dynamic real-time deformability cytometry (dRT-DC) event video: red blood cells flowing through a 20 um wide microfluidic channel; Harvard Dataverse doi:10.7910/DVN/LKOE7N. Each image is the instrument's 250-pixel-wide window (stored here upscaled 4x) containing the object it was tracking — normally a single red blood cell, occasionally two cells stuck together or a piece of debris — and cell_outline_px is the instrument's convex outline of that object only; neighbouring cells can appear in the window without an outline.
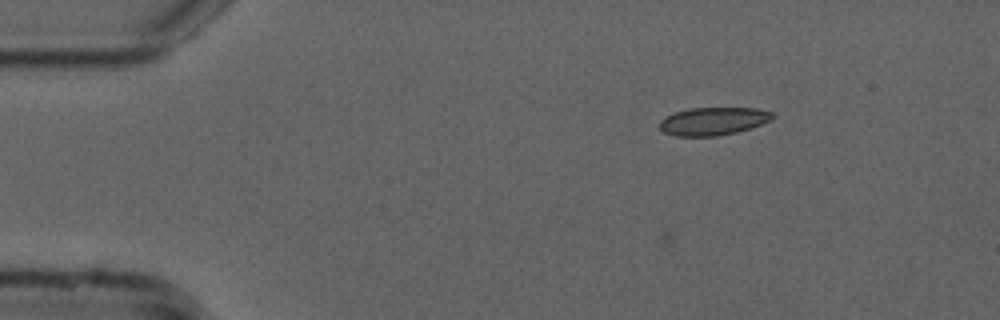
{"species": "common noctule bat (a hibernating species)", "species_latin": "Nyctalus noctula", "temperature_condition": "cold", "stored_images_in_passage": 4, "camera_frame_rate_fps": 3000, "um_per_image_px": 0.085, "animal": {"sex": "male", "forearm_length_mm": 52.5}, "frame": {"image": 1, "passage_image": 4, "time_ms": 1.0, "image_size_px": [1000, 320], "cell_outline_px": [[776, 116], [772, 120], [752, 128], [736, 132], [716, 136], [676, 136], [664, 132], [660, 128], [660, 120], [676, 112], [688, 108], [756, 108], [772, 112]], "centroid_in_image_um": [60.67, 10.3], "position_along_channel_um": 24.3, "area_um2": 18.38}}